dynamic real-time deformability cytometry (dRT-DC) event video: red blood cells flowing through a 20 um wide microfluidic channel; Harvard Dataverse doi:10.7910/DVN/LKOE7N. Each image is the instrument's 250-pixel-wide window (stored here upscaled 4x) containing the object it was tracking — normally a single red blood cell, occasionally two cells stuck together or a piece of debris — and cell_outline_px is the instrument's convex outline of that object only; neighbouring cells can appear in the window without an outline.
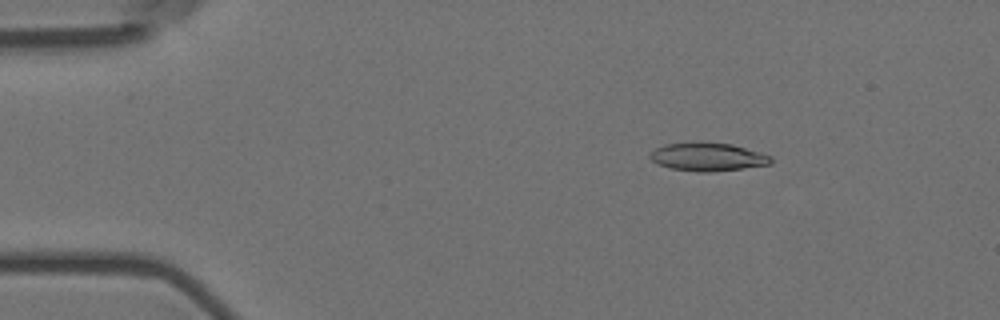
{"species": "Egyptian fruit bat (a non-hibernating species)", "species_latin": "Rousettus aegyptiacus", "temperature_condition": "room temperature", "stored_images_in_passage": 5, "camera_frame_rate_fps": 3000, "um_per_image_px": 0.085, "animal": {"sex": "female"}, "frame": {"image": 1, "passage_image": 3, "time_ms": 0.667, "image_size_px": [1000, 320], "cell_outline_px": [[772, 164], [744, 168], [712, 172], [700, 172], [672, 168], [656, 164], [648, 156], [648, 152], [664, 144], [700, 140], [732, 144], [772, 156]], "centroid_in_image_um": [60.12, 13.31], "position_along_channel_um": 24.9, "area_um2": 20.4}}